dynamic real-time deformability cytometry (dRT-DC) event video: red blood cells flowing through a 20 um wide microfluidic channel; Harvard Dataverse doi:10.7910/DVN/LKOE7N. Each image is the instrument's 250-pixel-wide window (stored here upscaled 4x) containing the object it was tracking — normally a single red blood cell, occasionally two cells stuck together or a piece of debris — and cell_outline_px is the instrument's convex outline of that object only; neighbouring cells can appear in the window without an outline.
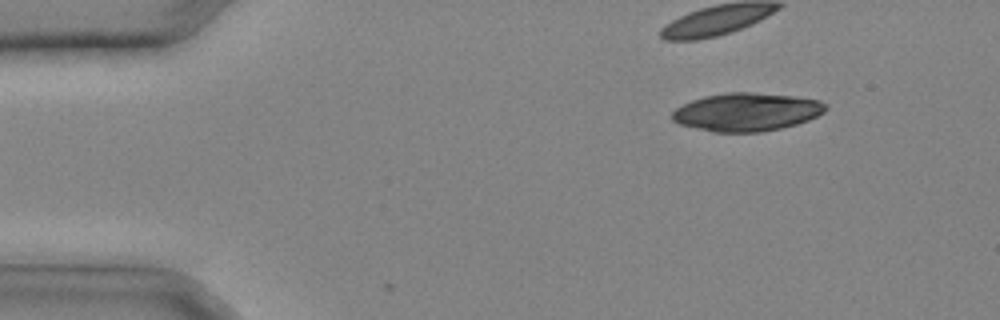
{"species": "common noctule bat (a hibernating species)", "species_latin": "Nyctalus noctula", "temperature_condition": "cold", "stored_images_in_passage": 28, "camera_frame_rate_fps": 3000, "um_per_image_px": 0.085, "animal": {"sex": "male", "body_mass_g": 20.4}, "frame": {"image": 1, "passage_image": 1, "time_ms": 0.0, "image_size_px": [1000, 320], "cell_outline_px": [[828, 108], [824, 112], [808, 120], [796, 124], [780, 128], [760, 132], [716, 132], [696, 128], [680, 124], [672, 120], [672, 112], [676, 108], [692, 100], [704, 96], [728, 92], [752, 92], [792, 96], [820, 100], [828, 104]], "centroid_in_image_um": [63.48, 9.51], "position_along_channel_um": 21.5, "area_um2": 34.04}}